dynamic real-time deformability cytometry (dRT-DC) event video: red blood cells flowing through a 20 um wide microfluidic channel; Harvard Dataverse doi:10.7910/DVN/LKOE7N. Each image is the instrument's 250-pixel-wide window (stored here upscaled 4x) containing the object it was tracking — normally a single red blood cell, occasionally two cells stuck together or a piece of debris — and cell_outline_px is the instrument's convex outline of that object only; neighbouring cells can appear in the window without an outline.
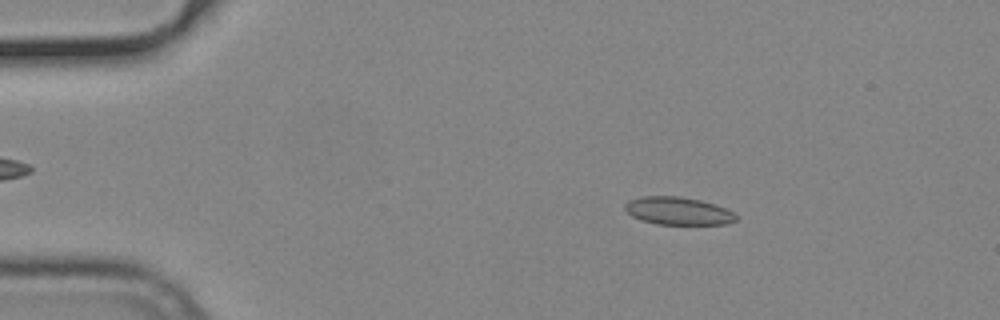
{"species": "common noctule bat (a hibernating species)", "species_latin": "Nyctalus noctula", "temperature_condition": "cold", "stored_images_in_passage": 54, "camera_frame_rate_fps": 3000, "um_per_image_px": 0.085, "animal": {"sex": "male", "body_mass_g": 19.2, "forearm_length_mm": 51.8}, "frame": {"image": 1, "passage_image": 9, "time_ms": 2.667, "image_size_px": [1000, 320], "cell_outline_px": [[736, 220], [728, 224], [656, 224], [640, 220], [632, 216], [624, 208], [624, 204], [628, 200], [640, 196], [680, 196], [700, 200], [724, 208], [732, 212], [736, 216]], "centroid_in_image_um": [57.58, 17.92], "position_along_channel_um": 27.4, "area_um2": 17.92}}
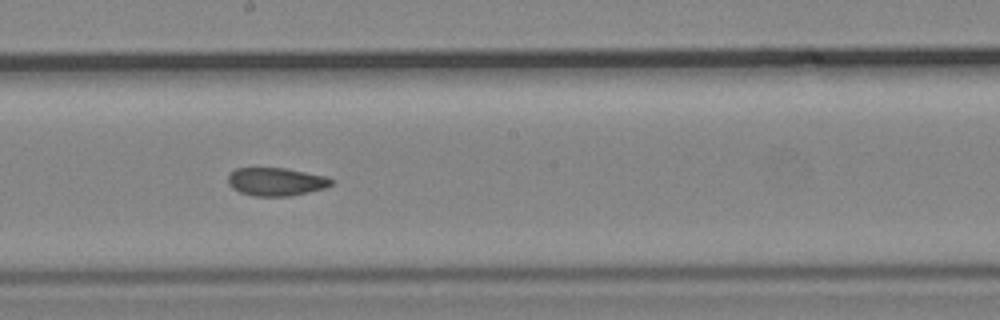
{"frame": {"image": 2, "passage_image": 30, "time_ms": 9.667, "image_size_px": [1000, 320], "cell_outline_px": [[332, 184], [324, 188], [308, 192], [288, 196], [252, 196], [240, 192], [232, 188], [228, 184], [228, 176], [236, 168], [284, 168], [324, 176], [332, 180]], "centroid_in_image_um": [23.42, 15.45], "position_along_channel_um": 224.8, "area_um2": 16.7}}
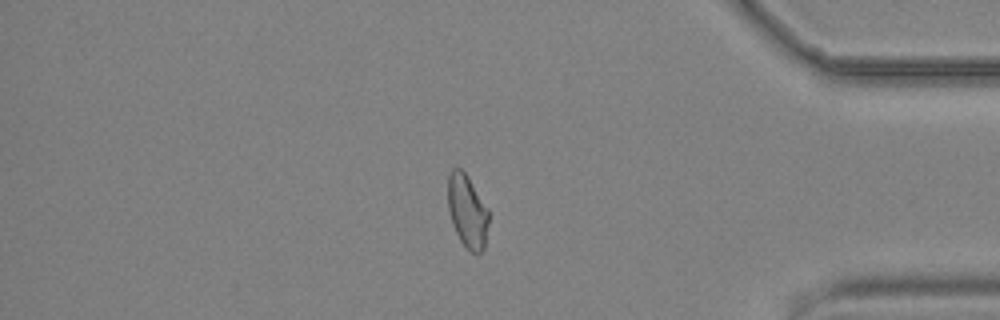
{"frame": {"image": 3, "passage_image": 46, "time_ms": 15.0, "image_size_px": [1000, 320], "cell_outline_px": [[488, 224], [484, 248], [480, 252], [472, 252], [460, 240], [452, 224], [448, 208], [448, 176], [452, 168], [460, 168], [468, 176], [488, 208]], "centroid_in_image_um": [39.71, 17.92], "position_along_channel_um": 395.5, "area_um2": 17.22}, "authors_computed_cell_mechanics": {"area_um2": 17.8313, "velocity_mm_per_s": 3.7567, "shape_relaxation_time_tau1_ms": null, "shape_relaxation_time_tau2_ms": 2.2948, "deformation_change_tau1": null, "deformation_change_tau2": 0.087}}